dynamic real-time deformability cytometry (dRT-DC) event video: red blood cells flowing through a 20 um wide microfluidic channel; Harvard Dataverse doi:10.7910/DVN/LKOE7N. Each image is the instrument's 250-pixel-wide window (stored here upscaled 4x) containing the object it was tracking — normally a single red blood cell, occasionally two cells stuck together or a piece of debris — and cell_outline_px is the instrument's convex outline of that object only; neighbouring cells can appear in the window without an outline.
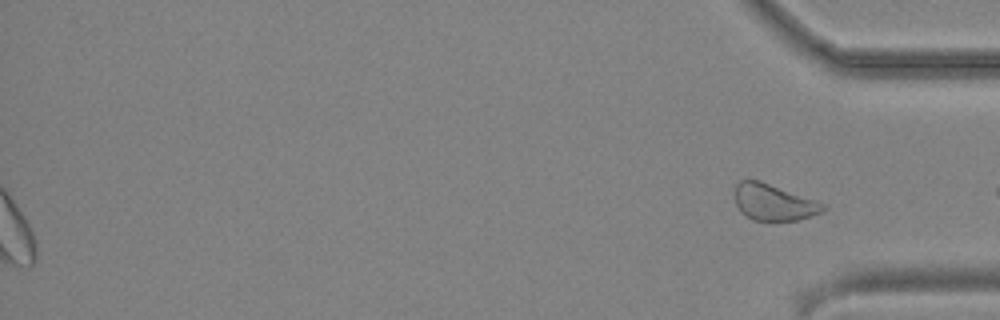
{"species": "common noctule bat (a hibernating species)", "species_latin": "Nyctalus noctula", "temperature_condition": "cold", "stored_images_in_passage": 50, "segment_of_instrument_passage": [2, 2], "camera_frame_rate_fps": 3000, "um_per_image_px": 0.085, "animal": {"sex": "male", "body_mass_g": 19.2, "forearm_length_mm": 51.8}, "frame": {"image": 1, "passage_image": 50, "time_ms": 16.333, "image_size_px": [1000, 320], "cell_outline_px": [[828, 208], [812, 216], [800, 220], [752, 220], [740, 212], [736, 204], [732, 192], [736, 184], [740, 180], [760, 180], [828, 204]], "centroid_in_image_um": [65.75, 17.18], "position_along_channel_um": 369.4, "area_um2": 19.13}}